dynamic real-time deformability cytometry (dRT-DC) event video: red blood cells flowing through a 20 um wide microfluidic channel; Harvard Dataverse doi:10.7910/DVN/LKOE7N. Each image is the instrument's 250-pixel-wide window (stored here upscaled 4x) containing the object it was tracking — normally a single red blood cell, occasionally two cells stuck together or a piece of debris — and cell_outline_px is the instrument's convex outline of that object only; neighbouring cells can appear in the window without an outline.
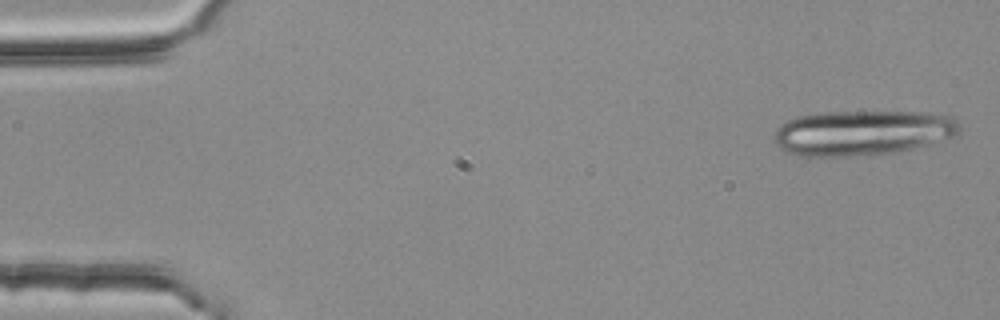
{"species": "common noctule bat (a hibernating species)", "species_latin": "Nyctalus noctula", "temperature_condition": "room temperature", "stored_images_in_passage": 4, "camera_frame_rate_fps": 3000, "um_per_image_px": 0.085, "animal": {"sex": "female", "body_mass_g": 25.1}, "frame": {"image": 1, "passage_image": 1, "time_ms": 0.0, "image_size_px": [1000, 320], "cell_outline_px": [[960, 132], [956, 136], [900, 152], [856, 156], [800, 156], [788, 152], [780, 148], [776, 144], [776, 128], [780, 124], [796, 116], [816, 112], [928, 112], [952, 116], [960, 124]], "centroid_in_image_um": [73.33, 11.28], "position_along_channel_um": 11.7, "area_um2": 49.13}}